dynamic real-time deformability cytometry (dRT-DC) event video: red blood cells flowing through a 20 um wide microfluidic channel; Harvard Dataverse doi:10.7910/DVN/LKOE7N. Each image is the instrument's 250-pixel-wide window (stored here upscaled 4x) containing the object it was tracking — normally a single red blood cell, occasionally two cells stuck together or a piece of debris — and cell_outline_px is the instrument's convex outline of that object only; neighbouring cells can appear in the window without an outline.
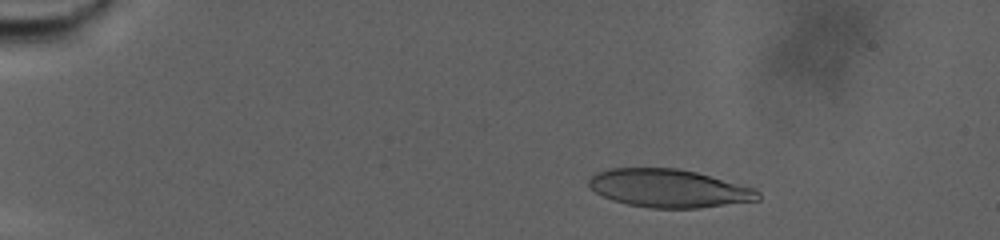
{"species": "human", "species_latin": "Homo sapiens", "temperature_condition": "warm", "stored_images_in_passage": 85, "camera_frame_rate_fps": 3000, "um_per_image_px": 0.085, "donor": {"sex": "male"}, "frame": {"image": 1, "passage_image": 17, "time_ms": 5.333, "image_size_px": [1000, 240], "cell_outline_px": [[760, 200], [696, 208], [648, 208], [628, 204], [612, 200], [596, 192], [588, 184], [588, 180], [596, 172], [608, 168], [680, 168], [696, 172], [756, 188], [760, 192]], "centroid_in_image_um": [56.86, 16.0], "position_along_channel_um": 28.1, "area_um2": 37.63}}
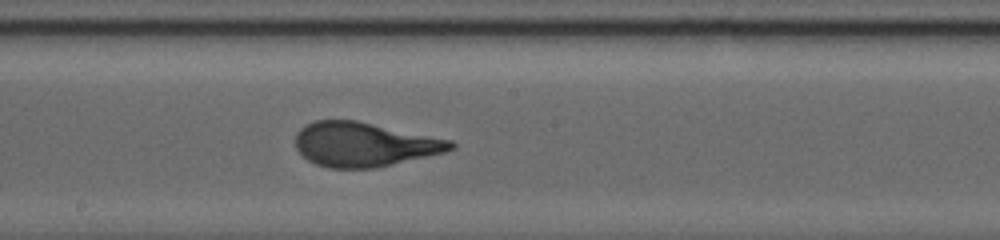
{"frame": {"image": 2, "passage_image": 56, "time_ms": 18.333, "image_size_px": [1000, 240], "cell_outline_px": [[456, 148], [444, 152], [376, 168], [328, 168], [316, 164], [308, 160], [296, 148], [296, 132], [300, 128], [316, 120], [356, 120], [452, 140], [456, 144]], "centroid_in_image_um": [30.96, 12.27], "position_along_channel_um": 217.2, "area_um2": 39.94}}
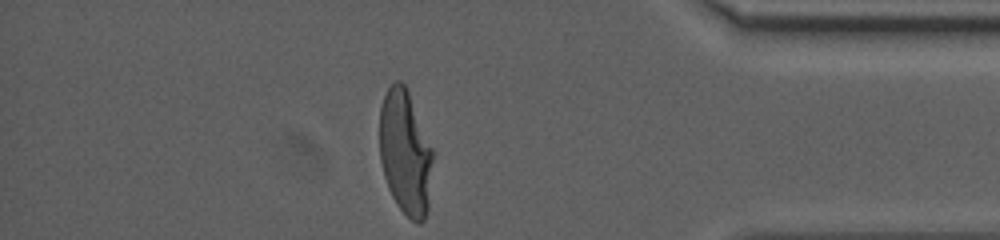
{"frame": {"image": 3, "passage_image": 84, "time_ms": 27.667, "image_size_px": [1000, 240], "cell_outline_px": [[432, 160], [428, 208], [424, 220], [420, 224], [416, 224], [396, 204], [388, 188], [384, 176], [380, 160], [380, 108], [384, 96], [388, 88], [396, 80], [400, 80], [404, 84], [408, 92], [432, 148]], "centroid_in_image_um": [34.43, 13.0], "position_along_channel_um": 400.8, "area_um2": 38.26}, "authors_computed_cell_mechanics": {"area_um2": 39.5352, "velocity_mm_per_s": 2.2331, "shape_relaxation_time_tau1_ms": 8.7623, "shape_relaxation_time_tau2_ms": null, "deformation_change_tau1": 0.2795, "deformation_change_tau2": null}}